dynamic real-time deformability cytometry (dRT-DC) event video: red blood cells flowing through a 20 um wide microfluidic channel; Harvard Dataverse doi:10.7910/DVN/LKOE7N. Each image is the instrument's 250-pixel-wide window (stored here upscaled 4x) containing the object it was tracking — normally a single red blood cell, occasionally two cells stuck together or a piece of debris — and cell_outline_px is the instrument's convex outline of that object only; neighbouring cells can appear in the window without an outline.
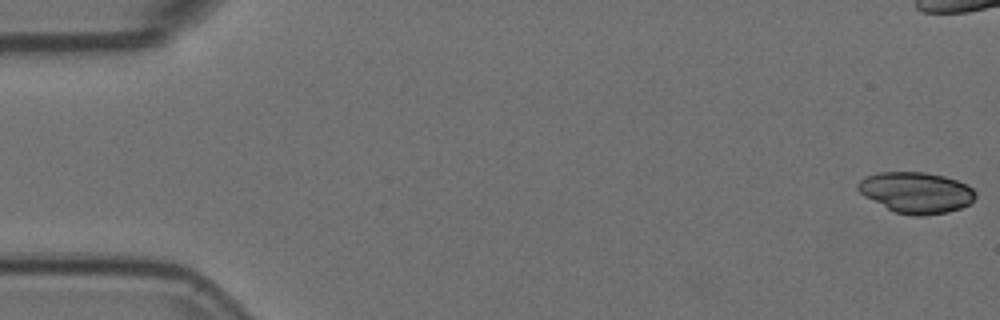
{"species": "Egyptian fruit bat (a non-hibernating species)", "species_latin": "Rousettus aegyptiacus", "temperature_condition": "room temperature", "stored_images_in_passage": 56, "camera_frame_rate_fps": 3000, "um_per_image_px": 0.085, "animal": {"sex": "female"}, "frame": {"image": 1, "passage_image": 1, "time_ms": 0.0, "image_size_px": [1000, 320], "cell_outline_px": [[976, 196], [968, 204], [960, 208], [948, 212], [924, 216], [912, 216], [896, 212], [864, 196], [856, 188], [856, 184], [864, 176], [880, 172], [924, 172], [944, 176], [968, 184], [976, 192]], "centroid_in_image_um": [77.87, 16.36], "position_along_channel_um": 7.1, "area_um2": 28.09}}
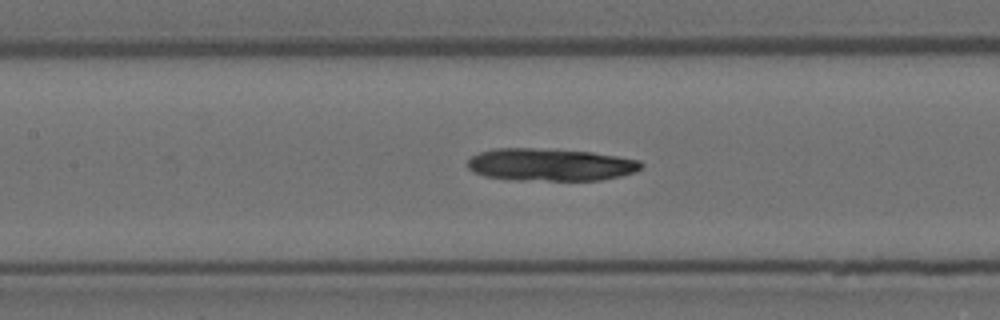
{"frame": {"image": 2, "passage_image": 25, "time_ms": 8.0, "image_size_px": [1000, 320], "cell_outline_px": [[644, 164], [640, 168], [632, 172], [620, 176], [600, 180], [516, 180], [484, 176], [472, 172], [468, 168], [468, 160], [472, 156], [480, 152], [496, 148], [532, 148], [592, 152], [640, 160]], "centroid_in_image_um": [46.75, 14.0], "position_along_channel_um": 160.7, "area_um2": 32.71}}
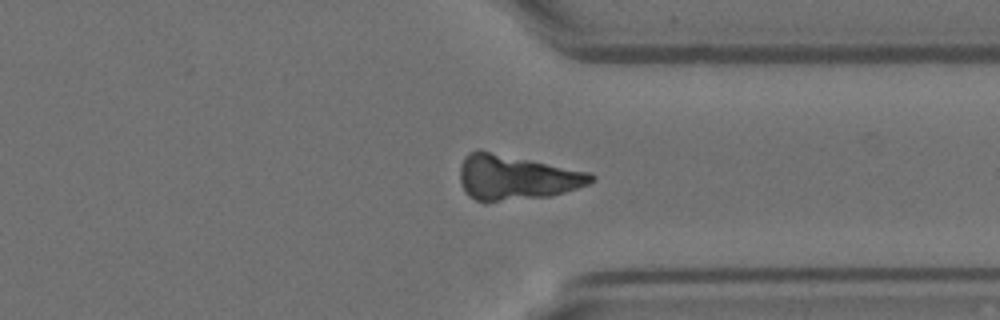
{"frame": {"image": 3, "passage_image": 42, "time_ms": 13.667, "image_size_px": [1000, 320], "cell_outline_px": [[596, 180], [588, 184], [564, 192], [548, 196], [500, 200], [476, 200], [468, 196], [464, 192], [460, 180], [460, 164], [464, 156], [468, 152], [476, 148], [480, 148], [588, 172], [596, 176]], "centroid_in_image_um": [43.82, 15.03], "position_along_channel_um": 367.6, "area_um2": 34.39}}